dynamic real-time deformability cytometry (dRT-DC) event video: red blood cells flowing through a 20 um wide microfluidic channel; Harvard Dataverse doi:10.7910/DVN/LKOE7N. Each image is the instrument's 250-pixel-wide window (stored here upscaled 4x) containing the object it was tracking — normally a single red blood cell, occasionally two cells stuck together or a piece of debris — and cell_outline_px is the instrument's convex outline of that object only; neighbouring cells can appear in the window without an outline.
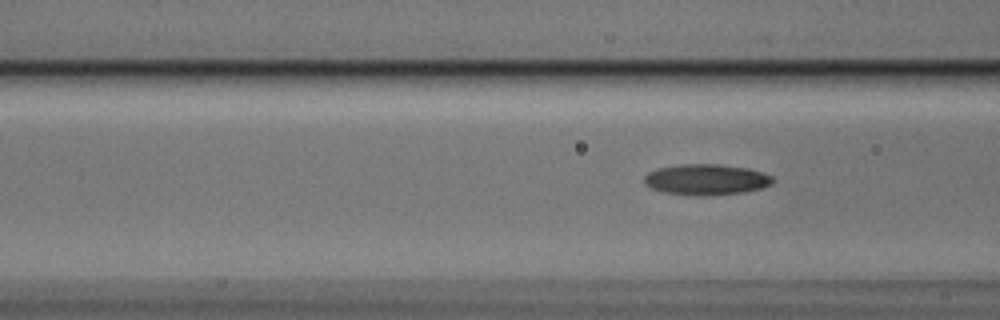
{"species": "Egyptian fruit bat (a non-hibernating species)", "species_latin": "Rousettus aegyptiacus", "temperature_condition": "cold", "stored_images_in_passage": 15, "camera_frame_rate_fps": 3000, "um_per_image_px": 0.085, "animal": {"sex": "male"}, "frame": {"image": 1, "passage_image": 6, "time_ms": 1.667, "image_size_px": [1000, 320], "cell_outline_px": [[776, 180], [772, 184], [760, 188], [744, 192], [704, 196], [700, 196], [664, 192], [652, 188], [644, 184], [644, 176], [648, 172], [660, 168], [680, 164], [720, 164], [748, 168], [764, 172], [772, 176]], "centroid_in_image_um": [60.06, 15.26], "position_along_channel_um": 106.5, "area_um2": 23.18}}
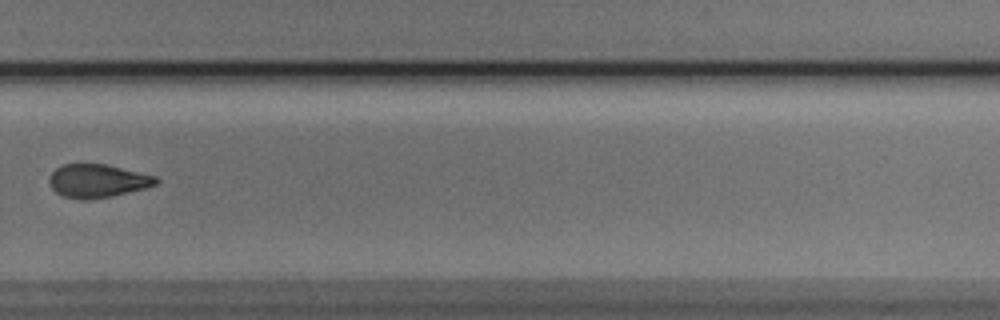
{"frame": {"image": 2, "passage_image": 11, "time_ms": 3.333, "image_size_px": [1000, 320], "cell_outline_px": [[160, 180], [156, 184], [144, 188], [112, 196], [84, 200], [80, 200], [64, 196], [56, 192], [52, 188], [48, 180], [52, 172], [56, 168], [64, 164], [104, 164], [156, 176]], "centroid_in_image_um": [8.27, 15.38], "position_along_channel_um": 321.5, "area_um2": 20.52}}
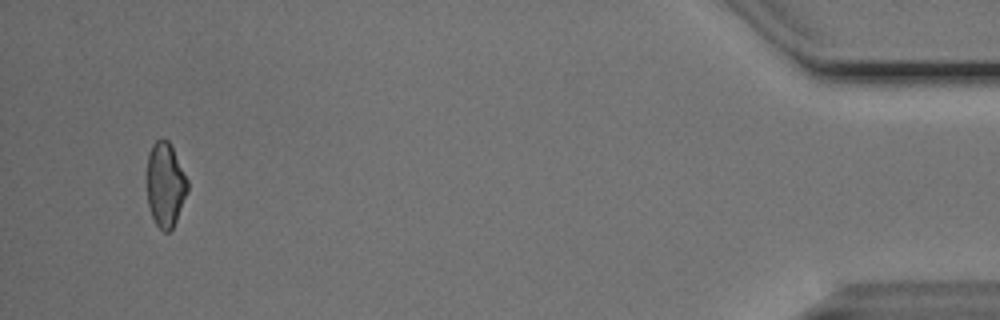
{"frame": {"image": 3, "passage_image": 15, "time_ms": 4.667, "image_size_px": [1000, 320], "cell_outline_px": [[188, 188], [176, 220], [172, 228], [168, 232], [164, 232], [156, 224], [152, 216], [148, 204], [148, 152], [152, 144], [156, 140], [164, 136], [168, 140], [188, 180]], "centroid_in_image_um": [14.05, 15.66], "position_along_channel_um": 421.2, "area_um2": 19.65}}